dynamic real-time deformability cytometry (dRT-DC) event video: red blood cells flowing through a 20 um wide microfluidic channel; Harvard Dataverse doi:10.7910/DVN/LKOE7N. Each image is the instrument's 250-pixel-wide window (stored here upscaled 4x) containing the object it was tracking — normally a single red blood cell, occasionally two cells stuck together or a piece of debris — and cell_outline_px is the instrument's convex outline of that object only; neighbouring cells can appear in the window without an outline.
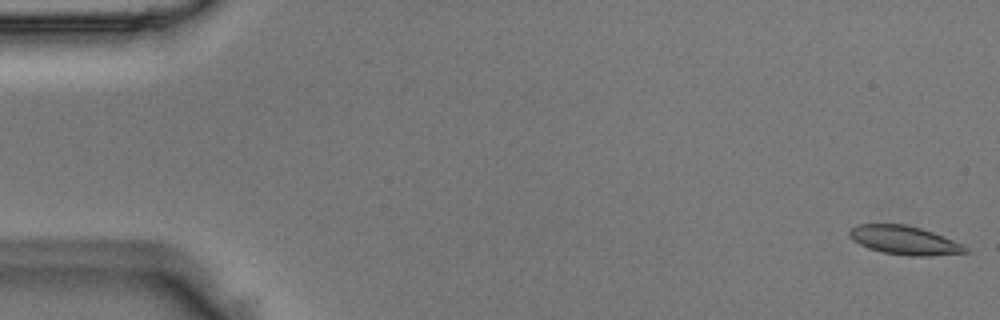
{"species": "Egyptian fruit bat (a non-hibernating species)", "species_latin": "Rousettus aegyptiacus", "temperature_condition": "room temperature", "stored_images_in_passage": 50, "camera_frame_rate_fps": 3000, "um_per_image_px": 0.085, "animal": {"sex": "male"}, "frame": {"image": 1, "passage_image": 1, "time_ms": 0.0, "image_size_px": [1000, 320], "cell_outline_px": [[968, 252], [928, 256], [908, 256], [884, 252], [868, 248], [860, 244], [848, 236], [848, 232], [856, 224], [904, 224], [920, 228], [932, 232], [964, 244], [968, 248]], "centroid_in_image_um": [76.88, 20.42], "position_along_channel_um": 8.1, "area_um2": 19.31}}
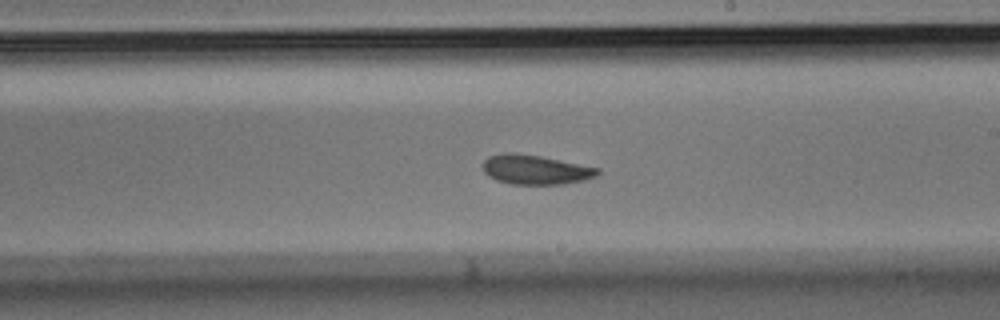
{"frame": {"image": 2, "passage_image": 29, "time_ms": 9.333, "image_size_px": [1000, 320], "cell_outline_px": [[600, 172], [596, 176], [584, 180], [564, 184], [512, 184], [496, 180], [488, 176], [484, 172], [484, 160], [488, 156], [504, 152], [512, 152], [540, 156], [600, 168]], "centroid_in_image_um": [45.51, 14.42], "position_along_channel_um": 243.5, "area_um2": 19.71}}
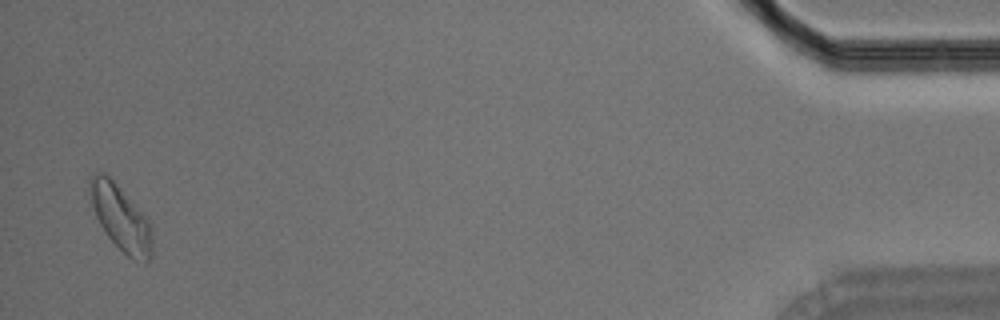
{"frame": {"image": 3, "passage_image": 49, "time_ms": 16.0, "image_size_px": [1000, 320], "cell_outline_px": [[152, 256], [144, 264], [132, 260], [108, 236], [100, 224], [96, 216], [88, 192], [88, 176], [92, 172], [104, 172], [116, 184], [148, 220], [152, 228]], "centroid_in_image_um": [10.24, 18.52], "position_along_channel_um": 425.0, "area_um2": 23.64}}